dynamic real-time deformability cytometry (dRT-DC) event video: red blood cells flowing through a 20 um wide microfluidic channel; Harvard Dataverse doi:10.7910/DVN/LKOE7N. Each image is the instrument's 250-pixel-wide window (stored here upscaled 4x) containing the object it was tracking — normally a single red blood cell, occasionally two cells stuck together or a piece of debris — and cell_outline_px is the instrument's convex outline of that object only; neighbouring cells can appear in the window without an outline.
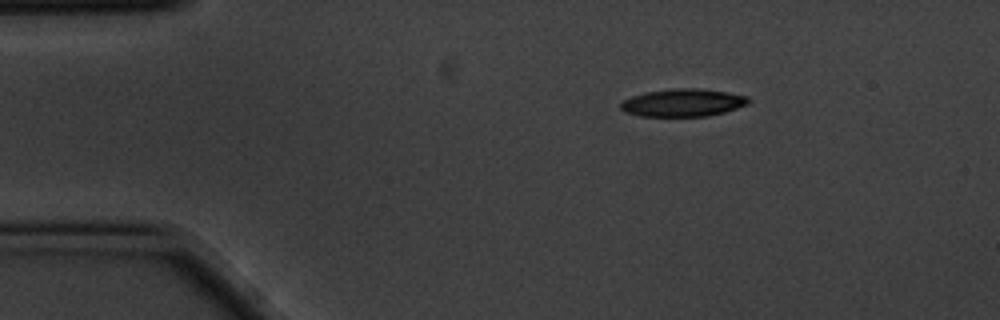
{"species": "common noctule bat (a hibernating species)", "species_latin": "Nyctalus noctula", "temperature_condition": "cold", "stored_images_in_passage": 3, "camera_frame_rate_fps": 3000, "um_per_image_px": 0.085, "animal": {"sex": "male", "body_mass_g": 20.1, "forearm_length_mm": 53.5}, "frame": {"image": 1, "passage_image": 1, "time_ms": 0.0, "image_size_px": [1000, 320], "cell_outline_px": [[752, 100], [748, 104], [724, 112], [708, 116], [640, 116], [624, 112], [620, 108], [620, 104], [624, 100], [632, 96], [648, 92], [676, 88], [696, 88], [728, 92], [748, 96]], "centroid_in_image_um": [58.08, 8.73], "position_along_channel_um": 26.9, "area_um2": 20.58}}